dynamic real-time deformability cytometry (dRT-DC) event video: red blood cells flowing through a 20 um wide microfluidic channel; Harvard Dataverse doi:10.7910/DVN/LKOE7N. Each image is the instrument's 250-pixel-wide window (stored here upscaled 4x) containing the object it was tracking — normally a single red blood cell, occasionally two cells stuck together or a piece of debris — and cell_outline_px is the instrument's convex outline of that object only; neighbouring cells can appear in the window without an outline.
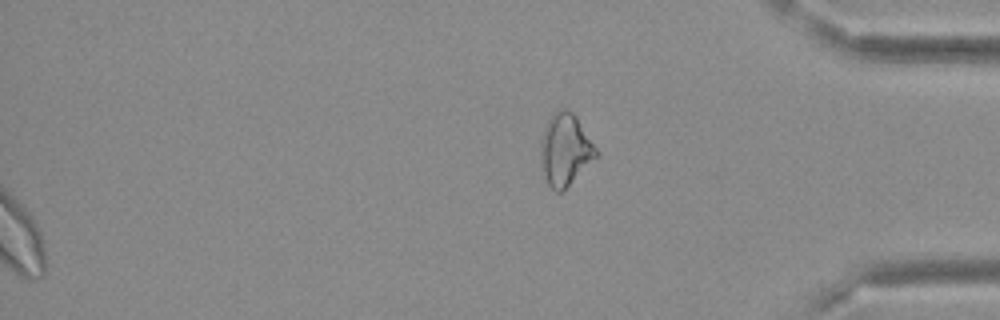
{"species": "Egyptian fruit bat (a non-hibernating species)", "species_latin": "Rousettus aegyptiacus", "temperature_condition": "cold", "stored_images_in_passage": 42, "segment_of_instrument_passage": [2, 2], "camera_frame_rate_fps": 3000, "um_per_image_px": 0.085, "frame": {"image": 1, "passage_image": 42, "time_ms": 13.667, "image_size_px": [1000, 320], "cell_outline_px": [[600, 152], [560, 192], [556, 192], [548, 184], [544, 176], [540, 164], [540, 140], [544, 128], [552, 112], [560, 108], [564, 108], [572, 112], [576, 116]], "centroid_in_image_um": [48.0, 12.66], "position_along_channel_um": 387.2, "area_um2": 23.06}}